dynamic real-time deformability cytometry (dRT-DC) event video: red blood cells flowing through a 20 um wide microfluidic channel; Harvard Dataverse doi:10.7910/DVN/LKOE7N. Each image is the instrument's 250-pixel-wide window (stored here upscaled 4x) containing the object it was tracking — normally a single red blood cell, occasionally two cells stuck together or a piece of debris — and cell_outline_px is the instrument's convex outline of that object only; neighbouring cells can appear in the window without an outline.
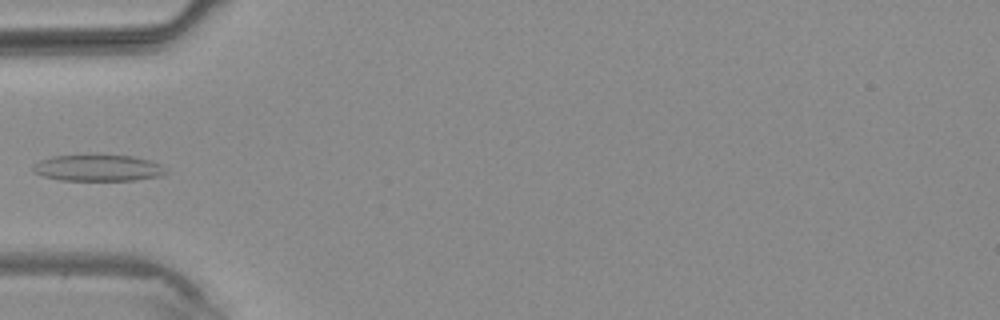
{"species": "common noctule bat (a hibernating species)", "species_latin": "Nyctalus noctula", "temperature_condition": "warm", "stored_images_in_passage": 3, "camera_frame_rate_fps": 3000, "um_per_image_px": 0.085, "animal": {"sex": "male", "body_mass_g": 20.4}, "frame": {"image": 1, "passage_image": 3, "time_ms": 2.333, "image_size_px": [1000, 320], "cell_outline_px": [[168, 172], [160, 176], [136, 180], [60, 180], [44, 176], [32, 172], [32, 168], [40, 160], [56, 156], [132, 156], [148, 160], [160, 164]], "centroid_in_image_um": [8.34, 14.29], "position_along_channel_um": 76.7, "area_um2": 20.0}}